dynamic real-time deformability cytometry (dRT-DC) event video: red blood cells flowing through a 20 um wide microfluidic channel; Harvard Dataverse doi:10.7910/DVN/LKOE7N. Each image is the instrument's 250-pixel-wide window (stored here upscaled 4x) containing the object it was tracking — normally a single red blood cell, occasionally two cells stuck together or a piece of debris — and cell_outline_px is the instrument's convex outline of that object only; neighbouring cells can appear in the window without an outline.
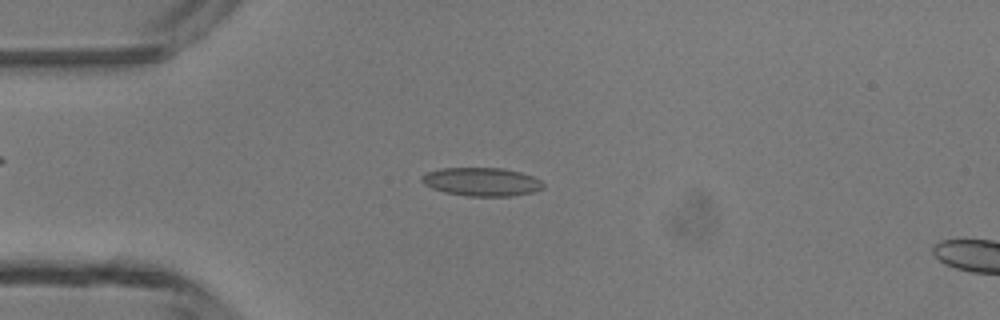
{"species": "common noctule bat (a hibernating species)", "species_latin": "Nyctalus noctula", "temperature_condition": "room temperature", "stored_images_in_passage": 40, "camera_frame_rate_fps": 3000, "um_per_image_px": 0.085, "animal": {"sex": "male", "body_mass_g": 13.3}, "frame": {"image": 1, "passage_image": 5, "time_ms": 1.333, "image_size_px": [1000, 320], "cell_outline_px": [[544, 188], [532, 192], [512, 196], [468, 196], [444, 192], [432, 188], [424, 184], [420, 180], [420, 176], [424, 172], [440, 168], [504, 168], [520, 172], [532, 176], [540, 180], [544, 184]], "centroid_in_image_um": [40.9, 15.44], "position_along_channel_um": 44.1, "area_um2": 20.29}}
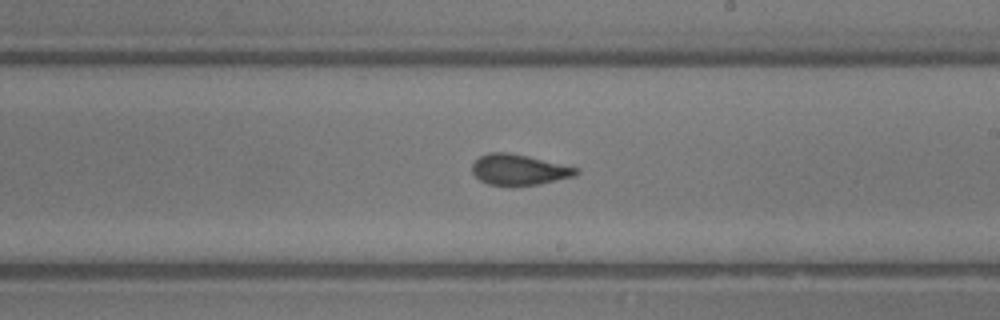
{"frame": {"image": 2, "passage_image": 20, "time_ms": 6.333, "image_size_px": [1000, 320], "cell_outline_px": [[580, 172], [576, 176], [536, 184], [512, 188], [488, 184], [480, 180], [472, 172], [472, 164], [480, 156], [488, 152], [508, 152], [528, 156], [580, 168]], "centroid_in_image_um": [44.11, 14.44], "position_along_channel_um": 244.9, "area_um2": 19.02}}
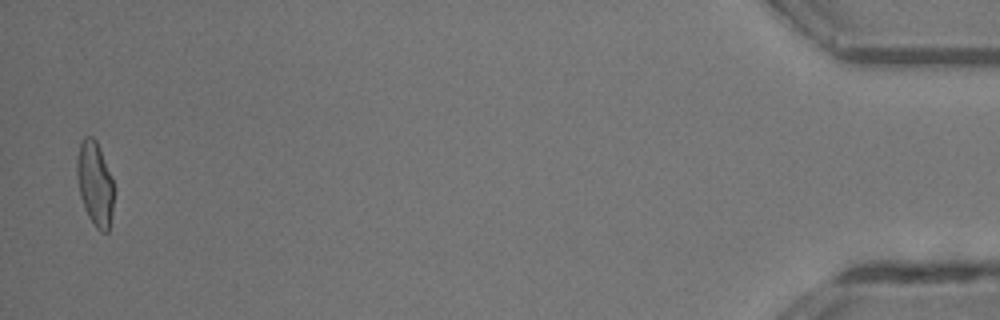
{"frame": {"image": 3, "passage_image": 39, "time_ms": 12.667, "image_size_px": [1000, 320], "cell_outline_px": [[112, 212], [108, 232], [100, 232], [96, 228], [88, 216], [84, 208], [80, 196], [76, 176], [76, 160], [80, 144], [84, 136], [92, 136], [96, 140], [112, 176]], "centroid_in_image_um": [8.04, 15.6], "position_along_channel_um": 427.2, "area_um2": 18.09}, "authors_computed_cell_mechanics": {"area_um2": 18.5538, "velocity_mm_per_s": 4.3967, "shape_relaxation_time_tau1_ms": 3.8197, "shape_relaxation_time_tau2_ms": 1.0143, "deformation_change_tau1": 0.1583, "deformation_change_tau2": 0.0904}}